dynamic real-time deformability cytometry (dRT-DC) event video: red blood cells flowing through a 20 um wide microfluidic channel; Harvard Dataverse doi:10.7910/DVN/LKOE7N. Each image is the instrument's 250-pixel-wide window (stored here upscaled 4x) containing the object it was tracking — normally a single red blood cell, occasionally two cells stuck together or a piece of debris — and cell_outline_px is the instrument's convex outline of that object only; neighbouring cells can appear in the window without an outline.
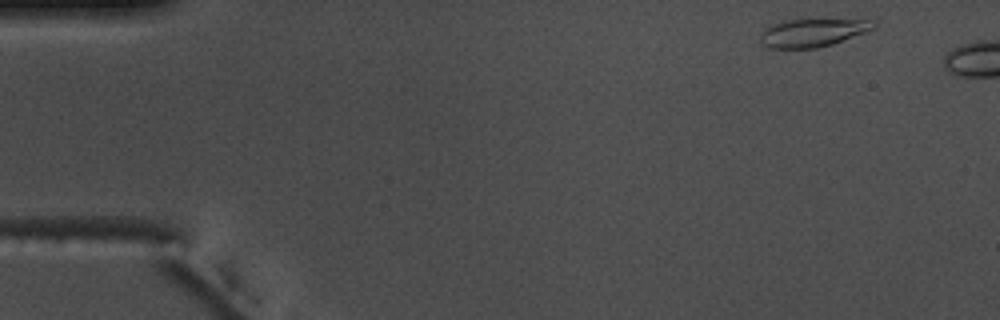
{"species": "common noctule bat (a hibernating species)", "species_latin": "Nyctalus noctula", "temperature_condition": "warm", "stored_images_in_passage": 6, "camera_frame_rate_fps": 3000, "um_per_image_px": 0.085, "animal": {"sex": "male", "body_mass_g": 17.5, "forearm_length_mm": 52.3}, "frame": {"image": 1, "passage_image": 2, "time_ms": 0.333, "image_size_px": [1000, 320], "cell_outline_px": [[876, 28], [832, 44], [816, 48], [768, 48], [760, 40], [760, 32], [764, 28], [784, 20], [876, 20]], "centroid_in_image_um": [69.06, 2.78], "position_along_channel_um": 15.9, "area_um2": 18.32}}